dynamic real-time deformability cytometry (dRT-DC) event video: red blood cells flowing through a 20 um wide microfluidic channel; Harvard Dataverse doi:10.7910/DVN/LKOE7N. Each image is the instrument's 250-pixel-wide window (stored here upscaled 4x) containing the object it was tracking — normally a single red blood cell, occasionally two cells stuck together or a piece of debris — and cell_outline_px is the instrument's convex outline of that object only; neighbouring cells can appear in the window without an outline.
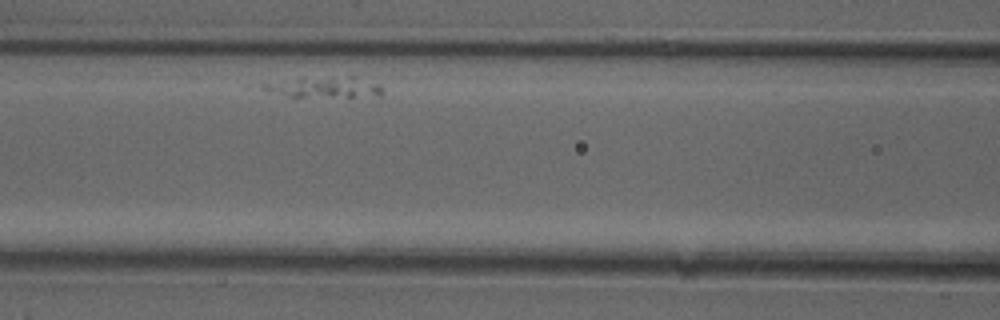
{"species": "common noctule bat (a hibernating species)", "species_latin": "Nyctalus noctula", "temperature_condition": "cold", "stored_images_in_passage": 29, "camera_frame_rate_fps": 3000, "um_per_image_px": 0.085, "animal": {"sex": "female"}, "frame": {"image": 1, "passage_image": 8, "time_ms": 2.333, "image_size_px": [1000, 320], "cell_outline_px": [[384, 92], [380, 96], [292, 96], [260, 88], [260, 84], [296, 80], [352, 76], [376, 84]], "centroid_in_image_um": [27.69, 7.43], "position_along_channel_um": 138.9, "area_um2": 13.18}}
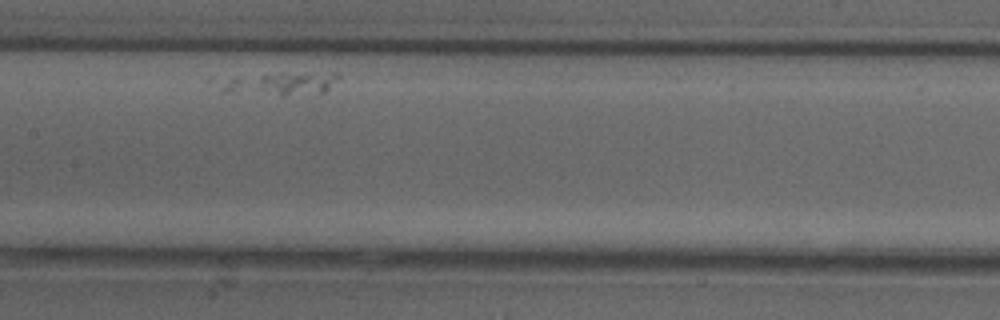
{"frame": {"image": 2, "passage_image": 12, "time_ms": 3.667, "image_size_px": [1000, 320], "cell_outline_px": [[340, 76], [324, 92], [284, 96], [280, 96], [224, 92], [204, 80], [236, 76], [332, 72], [340, 72]], "centroid_in_image_um": [23.54, 7.12], "position_along_channel_um": 183.9, "area_um2": 16.59}}
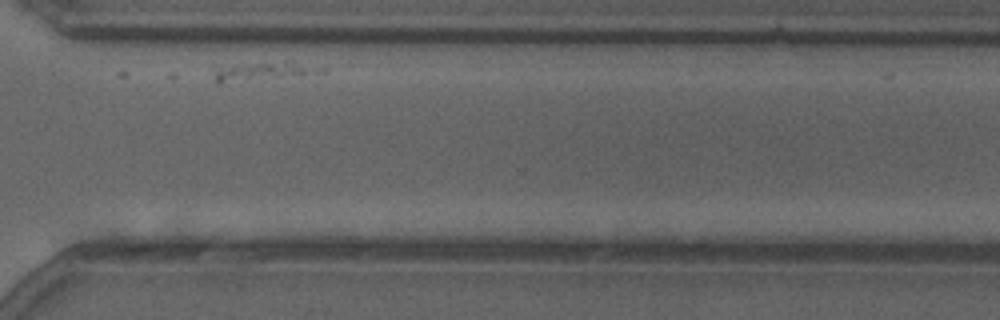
{"frame": {"image": 3, "passage_image": 27, "time_ms": 8.667, "image_size_px": [1000, 320], "cell_outline_px": [[328, 68], [324, 72], [300, 76], [220, 84], [216, 84], [212, 68], [284, 60]], "centroid_in_image_um": [22.42, 6.08], "position_along_channel_um": 348.2, "area_um2": 12.08}}